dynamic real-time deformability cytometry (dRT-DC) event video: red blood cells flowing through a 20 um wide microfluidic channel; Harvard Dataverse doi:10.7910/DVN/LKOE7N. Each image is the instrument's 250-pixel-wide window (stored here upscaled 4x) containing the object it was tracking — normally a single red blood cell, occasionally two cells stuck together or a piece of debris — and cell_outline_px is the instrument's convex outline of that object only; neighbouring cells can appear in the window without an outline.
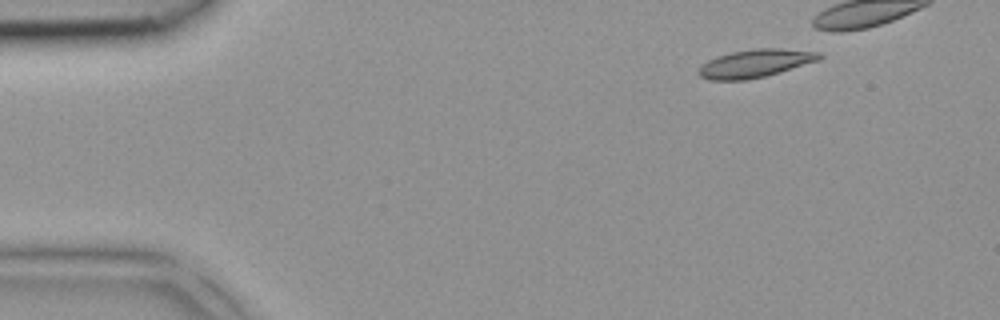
{"species": "common noctule bat (a hibernating species)", "species_latin": "Nyctalus noctula", "temperature_condition": "room temperature", "stored_images_in_passage": 3, "camera_frame_rate_fps": 3000, "um_per_image_px": 0.085, "animal": {"sex": "female", "body_mass_g": 18.4}, "frame": {"image": 1, "passage_image": 1, "time_ms": 0.0, "image_size_px": [1000, 320], "cell_outline_px": [[824, 56], [820, 60], [780, 72], [748, 80], [712, 80], [700, 76], [696, 72], [708, 60], [732, 52], [756, 48], [780, 48], [820, 52]], "centroid_in_image_um": [64.24, 5.39], "position_along_channel_um": 20.8, "area_um2": 19.59}}